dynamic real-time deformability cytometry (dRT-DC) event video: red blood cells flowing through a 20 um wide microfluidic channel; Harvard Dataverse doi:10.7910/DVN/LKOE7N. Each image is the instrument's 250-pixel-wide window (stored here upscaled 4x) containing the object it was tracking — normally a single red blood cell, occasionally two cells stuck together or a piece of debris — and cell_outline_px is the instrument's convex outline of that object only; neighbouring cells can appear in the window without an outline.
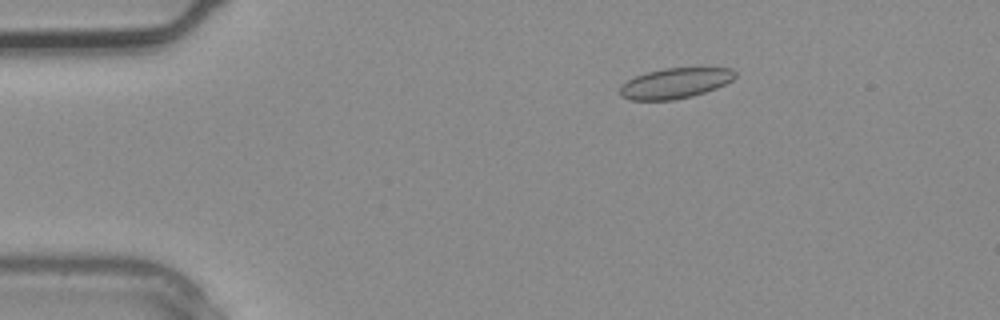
{"species": "common noctule bat (a hibernating species)", "species_latin": "Nyctalus noctula", "temperature_condition": "warm", "stored_images_in_passage": 4, "segment_of_instrument_passage": [1, 2], "camera_frame_rate_fps": 3000, "um_per_image_px": 0.085, "animal": {"sex": "male", "body_mass_g": 20.4}, "frame": {"image": 1, "passage_image": 2, "time_ms": 0.333, "image_size_px": [1000, 320], "cell_outline_px": [[736, 76], [732, 80], [716, 88], [692, 96], [672, 100], [628, 100], [620, 96], [620, 84], [636, 76], [648, 72], [664, 68], [732, 68], [736, 72]], "centroid_in_image_um": [57.36, 7.08], "position_along_channel_um": 27.6, "area_um2": 20.35}}